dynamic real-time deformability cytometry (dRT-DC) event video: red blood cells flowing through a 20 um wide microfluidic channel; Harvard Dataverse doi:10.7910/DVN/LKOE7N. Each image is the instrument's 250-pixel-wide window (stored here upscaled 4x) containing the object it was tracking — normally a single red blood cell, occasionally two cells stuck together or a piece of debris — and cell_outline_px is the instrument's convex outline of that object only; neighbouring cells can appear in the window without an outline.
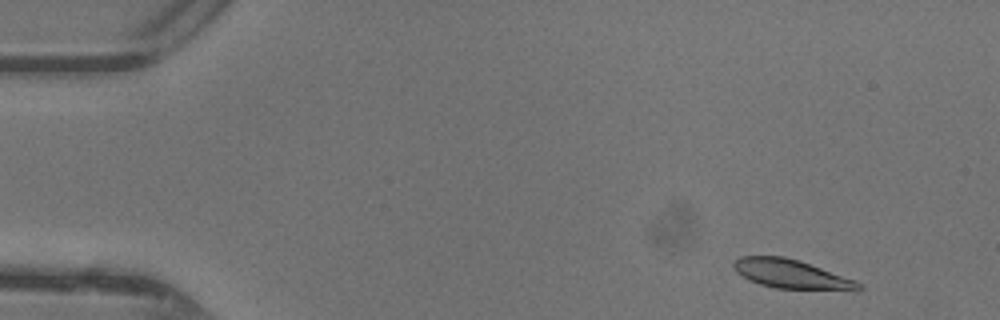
{"species": "common noctule bat (a hibernating species)", "species_latin": "Nyctalus noctula", "temperature_condition": "warm", "stored_images_in_passage": 46, "camera_frame_rate_fps": 3000, "um_per_image_px": 0.085, "animal": {"sex": "female"}, "frame": {"image": 1, "passage_image": 3, "time_ms": 0.667, "image_size_px": [1000, 320], "cell_outline_px": [[864, 288], [856, 292], [852, 292], [776, 288], [760, 284], [748, 280], [736, 272], [732, 268], [732, 264], [740, 256], [784, 256], [800, 260], [856, 280]], "centroid_in_image_um": [67.34, 23.33], "position_along_channel_um": 17.7, "area_um2": 21.79}}
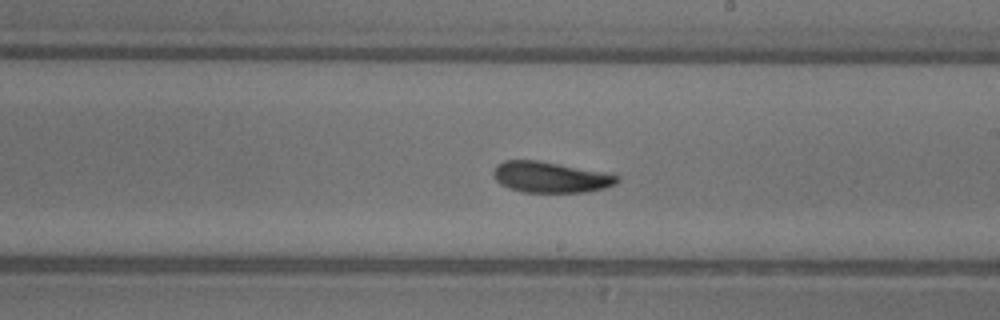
{"frame": {"image": 2, "passage_image": 26, "time_ms": 8.333, "image_size_px": [1000, 320], "cell_outline_px": [[620, 180], [616, 184], [604, 188], [584, 192], [524, 192], [508, 188], [500, 184], [496, 180], [492, 172], [496, 164], [504, 160], [536, 160], [600, 172], [620, 176]], "centroid_in_image_um": [46.73, 15.06], "position_along_channel_um": 242.3, "area_um2": 22.02}}
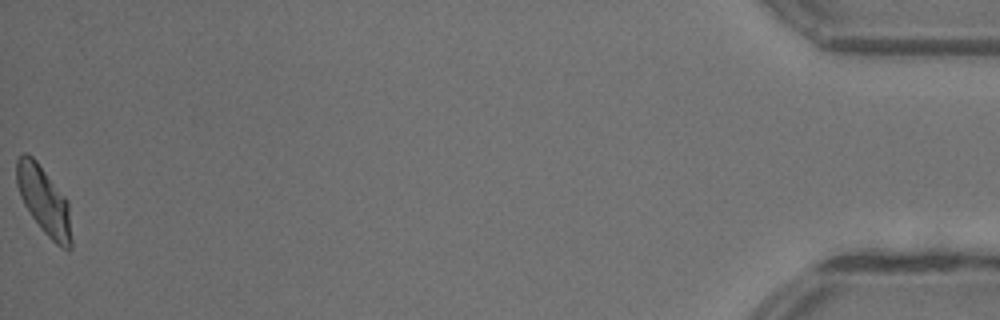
{"frame": {"image": 3, "passage_image": 46, "time_ms": 15.0, "image_size_px": [1000, 320], "cell_outline_px": [[72, 248], [68, 252], [60, 248], [40, 228], [24, 204], [20, 196], [16, 184], [16, 160], [24, 152], [32, 156], [36, 160], [68, 200], [72, 240]], "centroid_in_image_um": [3.75, 17.09], "position_along_channel_um": 431.4, "area_um2": 21.85}, "authors_computed_cell_mechanics": {"area_um2": 21.8195, "velocity_mm_per_s": 4.3787, "shape_relaxation_time_tau1_ms": 3.2941, "shape_relaxation_time_tau2_ms": 2.4785, "deformation_change_tau1": 0.1445, "deformation_change_tau2": 0.0934}}